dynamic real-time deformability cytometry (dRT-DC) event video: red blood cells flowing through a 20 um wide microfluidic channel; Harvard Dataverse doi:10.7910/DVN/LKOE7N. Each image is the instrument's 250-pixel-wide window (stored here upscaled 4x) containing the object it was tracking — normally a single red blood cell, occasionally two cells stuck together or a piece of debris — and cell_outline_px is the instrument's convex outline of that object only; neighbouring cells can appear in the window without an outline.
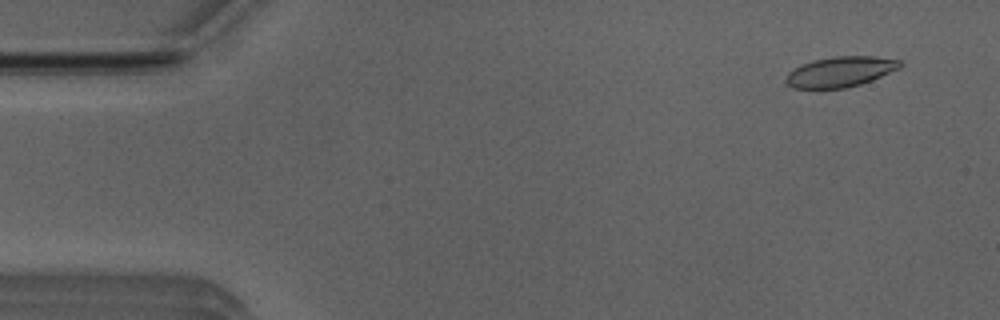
{"species": "Egyptian fruit bat (a non-hibernating species)", "species_latin": "Rousettus aegyptiacus", "temperature_condition": "room temperature", "stored_images_in_passage": 52, "camera_frame_rate_fps": 3000, "um_per_image_px": 0.085, "animal": {"sex": "male"}, "frame": {"image": 1, "passage_image": 4, "time_ms": 1.0, "image_size_px": [1000, 320], "cell_outline_px": [[904, 64], [900, 68], [872, 80], [860, 84], [844, 88], [820, 92], [792, 88], [784, 80], [788, 72], [800, 64], [812, 60], [832, 56], [872, 56], [900, 60]], "centroid_in_image_um": [71.35, 6.14], "position_along_channel_um": 13.7, "area_um2": 21.04}}
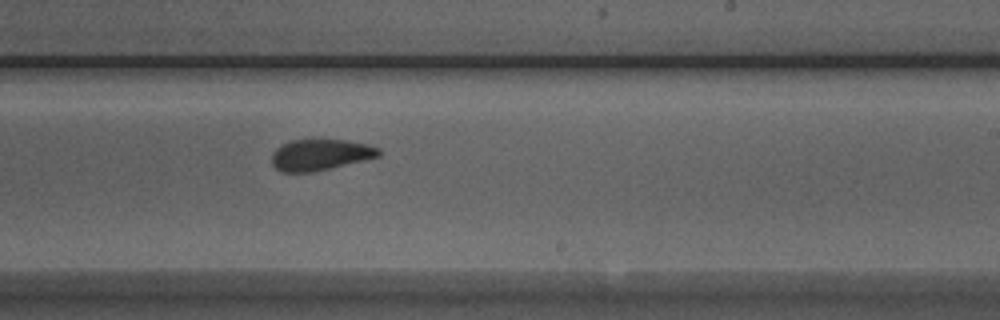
{"frame": {"image": 2, "passage_image": 31, "time_ms": 10.0, "image_size_px": [1000, 320], "cell_outline_px": [[380, 156], [364, 160], [312, 172], [280, 172], [272, 164], [272, 152], [276, 148], [288, 140], [348, 140], [368, 144], [380, 148]], "centroid_in_image_um": [27.21, 13.15], "position_along_channel_um": 261.8, "area_um2": 19.42}}
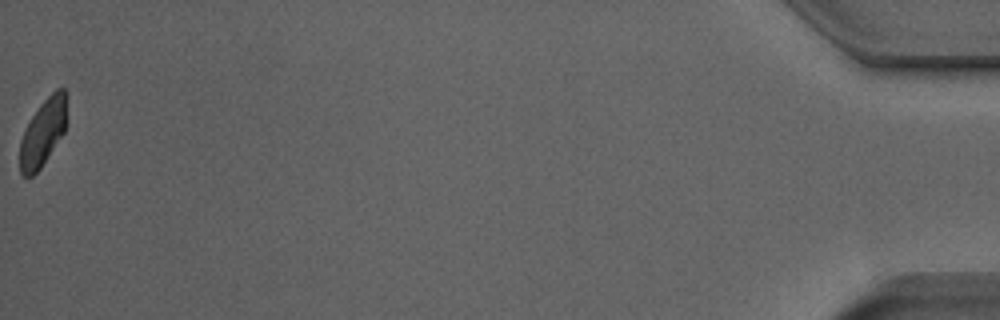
{"frame": {"image": 3, "passage_image": 52, "time_ms": 17.0, "image_size_px": [1000, 320], "cell_outline_px": [[68, 96], [64, 132], [40, 168], [28, 180], [20, 176], [20, 140], [32, 116], [40, 104], [56, 88], [64, 88]], "centroid_in_image_um": [3.65, 11.26], "position_along_channel_um": 431.5, "area_um2": 18.38}, "authors_computed_cell_mechanics": {"area_um2": 20.1144, "velocity_mm_per_s": 3.9632, "shape_relaxation_time_tau1_ms": 4.7896, "shape_relaxation_time_tau2_ms": 1.1144, "deformation_change_tau1": 0.1659, "deformation_change_tau2": 0.0773}}